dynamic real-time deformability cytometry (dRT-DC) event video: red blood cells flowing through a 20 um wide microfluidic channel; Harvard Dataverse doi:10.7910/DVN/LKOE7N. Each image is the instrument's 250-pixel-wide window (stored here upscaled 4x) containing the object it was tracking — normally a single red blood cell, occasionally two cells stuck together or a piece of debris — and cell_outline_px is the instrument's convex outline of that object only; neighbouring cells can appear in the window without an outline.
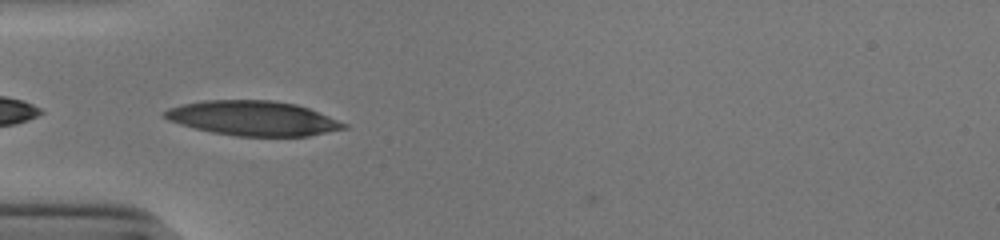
{"species": "human", "species_latin": "Homo sapiens", "temperature_condition": "cold", "stored_images_in_passage": 30, "camera_frame_rate_fps": 3000, "um_per_image_px": 0.085, "donor": {"sex": "male"}, "frame": {"image": 1, "passage_image": 1, "time_ms": 0.0, "image_size_px": [1000, 240], "cell_outline_px": [[348, 128], [308, 136], [236, 136], [212, 132], [180, 124], [168, 120], [160, 116], [168, 108], [184, 104], [204, 100], [272, 100], [296, 104], [308, 108], [348, 124]], "centroid_in_image_um": [21.5, 10.05], "position_along_channel_um": 63.5, "area_um2": 36.13}}
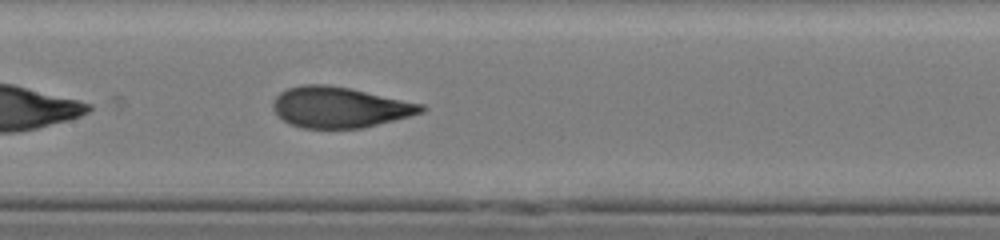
{"frame": {"image": 2, "passage_image": 10, "time_ms": 3.0, "image_size_px": [1000, 240], "cell_outline_px": [[428, 108], [424, 112], [360, 128], [304, 128], [292, 124], [284, 120], [272, 108], [272, 100], [280, 92], [288, 88], [304, 84], [328, 84], [348, 88], [424, 104]], "centroid_in_image_um": [28.86, 9.1], "position_along_channel_um": 178.5, "area_um2": 34.85}}
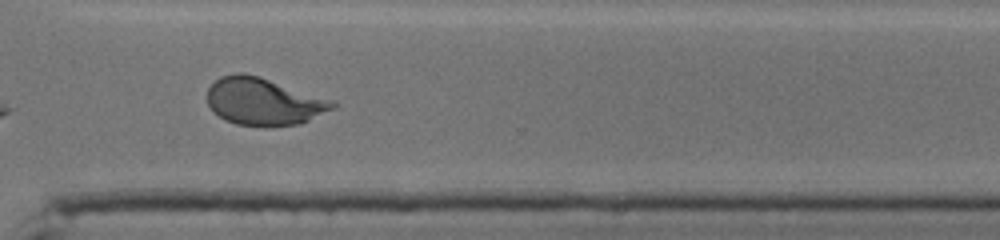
{"frame": {"image": 3, "passage_image": 23, "time_ms": 7.333, "image_size_px": [1000, 240], "cell_outline_px": [[336, 108], [300, 124], [272, 128], [264, 128], [236, 124], [224, 120], [212, 112], [208, 104], [208, 88], [220, 76], [236, 72], [244, 72], [260, 76], [336, 100]], "centroid_in_image_um": [22.44, 8.65], "position_along_channel_um": 348.2, "area_um2": 35.6}, "authors_computed_cell_mechanics": {"area_um2": 34.7956, "velocity_mm_per_s": 3.9136, "shape_relaxation_time_tau1_ms": 6.1901, "shape_relaxation_time_tau2_ms": null, "deformation_change_tau1": 0.2424, "deformation_change_tau2": null}}